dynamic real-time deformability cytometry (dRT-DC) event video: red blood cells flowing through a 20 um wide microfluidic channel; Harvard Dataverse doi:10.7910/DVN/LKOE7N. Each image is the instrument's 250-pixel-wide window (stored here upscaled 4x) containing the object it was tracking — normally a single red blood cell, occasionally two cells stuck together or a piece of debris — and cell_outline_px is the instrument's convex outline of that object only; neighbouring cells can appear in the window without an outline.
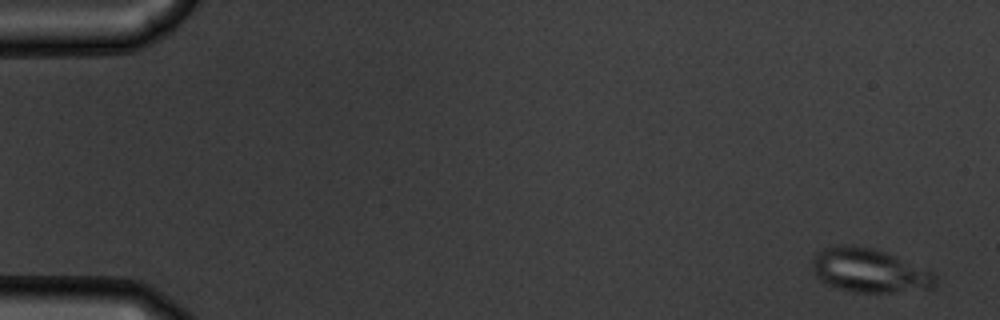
{"species": "common noctule bat (a hibernating species)", "species_latin": "Nyctalus noctula", "temperature_condition": "warm", "stored_images_in_passage": 54, "camera_frame_rate_fps": 3000, "um_per_image_px": 0.085, "animal": {"sex": "male", "body_mass_g": 19.5, "forearm_length_mm": 54.6}, "frame": {"image": 1, "passage_image": 1, "time_ms": 0.0, "image_size_px": [1000, 320], "cell_outline_px": [[936, 284], [932, 288], [888, 292], [852, 292], [836, 288], [820, 280], [812, 272], [812, 260], [816, 252], [824, 248], [836, 244], [844, 244], [876, 248], [932, 272], [936, 276]], "centroid_in_image_um": [73.82, 22.98], "position_along_channel_um": 11.2, "area_um2": 31.44}}
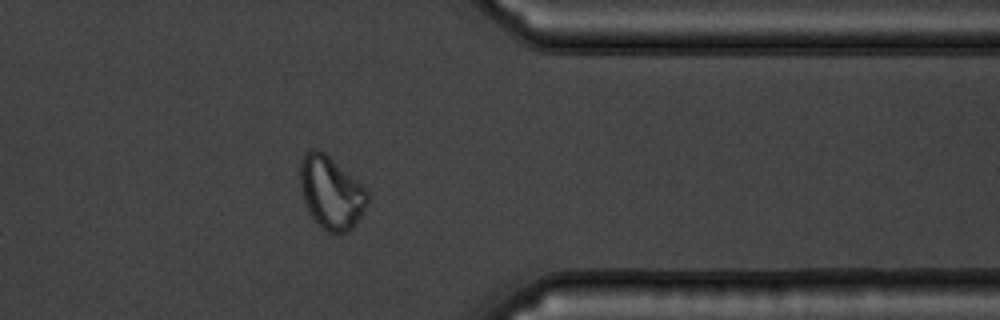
{"frame": {"image": 2, "passage_image": 44, "time_ms": 14.333, "image_size_px": [1000, 320], "cell_outline_px": [[368, 200], [360, 216], [352, 228], [348, 232], [328, 232], [320, 228], [308, 212], [300, 188], [300, 160], [304, 152], [312, 148], [320, 148], [356, 180], [368, 192]], "centroid_in_image_um": [28.09, 16.35], "position_along_channel_um": 383.3, "area_um2": 28.44}}
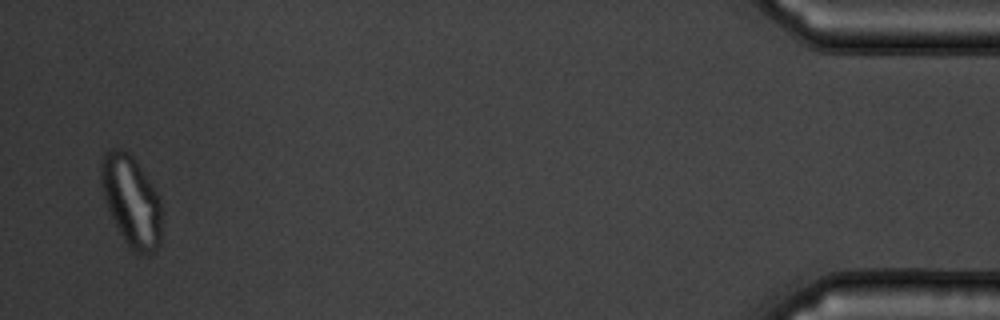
{"frame": {"image": 3, "passage_image": 53, "time_ms": 17.333, "image_size_px": [1000, 320], "cell_outline_px": [[160, 244], [156, 252], [148, 256], [136, 252], [124, 240], [108, 208], [100, 184], [100, 160], [104, 152], [112, 148], [124, 148], [132, 156], [160, 196]], "centroid_in_image_um": [11.15, 17.05], "position_along_channel_um": 424.0, "area_um2": 32.02}, "authors_computed_cell_mechanics": {"area_um2": 29.7959, "velocity_mm_per_s": 3.6721, "shape_relaxation_time_tau1_ms": 4.3405, "shape_relaxation_time_tau2_ms": 1.1172, "deformation_change_tau1": 0.1183, "deformation_change_tau2": 0.0541}}